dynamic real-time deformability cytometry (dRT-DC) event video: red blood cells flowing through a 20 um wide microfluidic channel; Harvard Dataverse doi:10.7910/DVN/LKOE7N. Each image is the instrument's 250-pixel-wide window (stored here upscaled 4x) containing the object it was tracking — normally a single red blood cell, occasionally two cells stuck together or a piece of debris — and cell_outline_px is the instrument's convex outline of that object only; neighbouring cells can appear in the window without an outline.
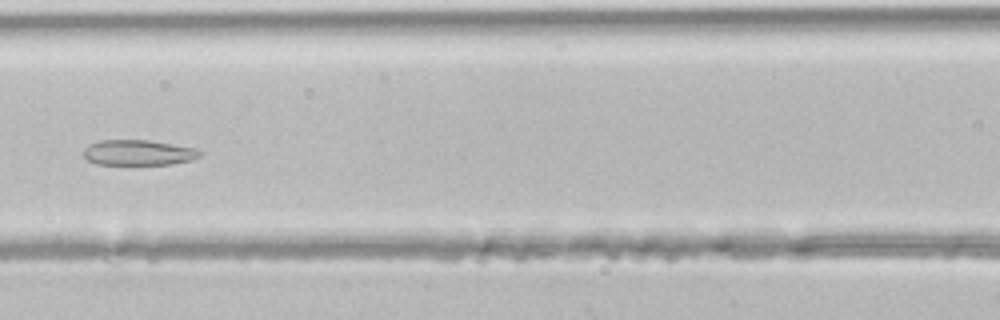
{"species": "common noctule bat (a hibernating species)", "species_latin": "Nyctalus noctula", "temperature_condition": "room temperature", "stored_images_in_passage": 30, "camera_frame_rate_fps": 3000, "um_per_image_px": 0.085, "animal": {"sex": "male", "body_mass_g": 21.5, "forearm_length_mm": 52.0}, "frame": {"image": 1, "passage_image": 6, "time_ms": 1.667, "image_size_px": [1000, 320], "cell_outline_px": [[204, 152], [200, 156], [192, 160], [172, 164], [96, 164], [88, 160], [84, 156], [84, 148], [100, 140], [148, 140], [196, 148]], "centroid_in_image_um": [11.8, 12.97], "position_along_channel_um": 154.8, "area_um2": 17.17}}
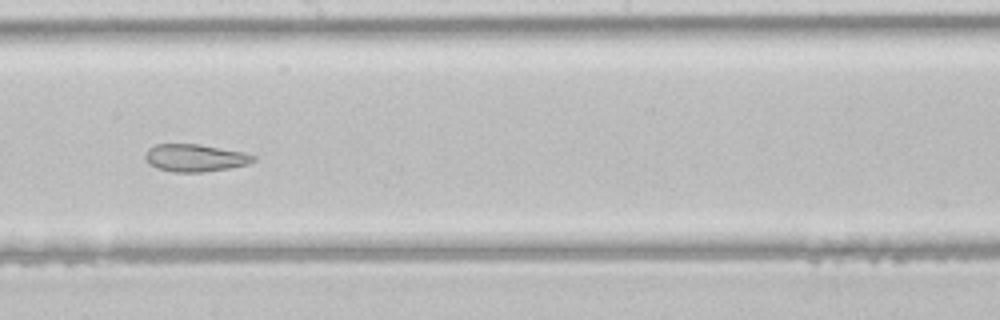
{"frame": {"image": 2, "passage_image": 11, "time_ms": 3.333, "image_size_px": [1000, 320], "cell_outline_px": [[256, 160], [248, 164], [232, 168], [204, 172], [172, 172], [156, 168], [148, 164], [144, 156], [148, 148], [156, 144], [200, 144], [244, 152], [256, 156]], "centroid_in_image_um": [16.58, 13.42], "position_along_channel_um": 231.6, "area_um2": 17.57}}
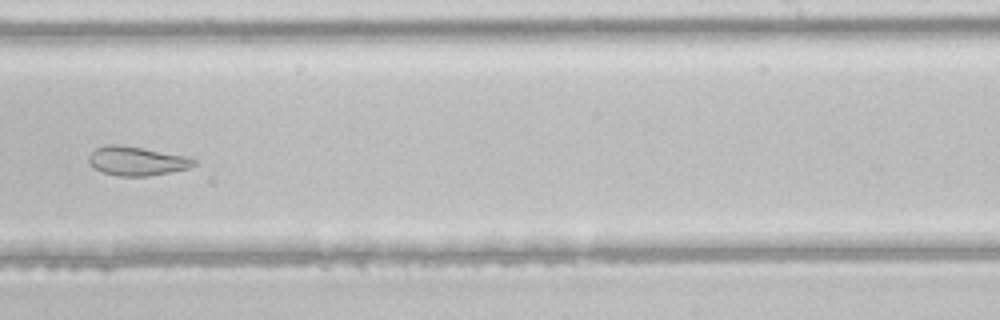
{"frame": {"image": 3, "passage_image": 14, "time_ms": 4.333, "image_size_px": [1000, 320], "cell_outline_px": [[196, 164], [188, 168], [148, 176], [120, 176], [104, 172], [92, 168], [88, 160], [88, 156], [96, 148], [104, 144], [116, 144], [188, 156], [196, 160]], "centroid_in_image_um": [11.59, 13.68], "position_along_channel_um": 277.4, "area_um2": 17.63}}